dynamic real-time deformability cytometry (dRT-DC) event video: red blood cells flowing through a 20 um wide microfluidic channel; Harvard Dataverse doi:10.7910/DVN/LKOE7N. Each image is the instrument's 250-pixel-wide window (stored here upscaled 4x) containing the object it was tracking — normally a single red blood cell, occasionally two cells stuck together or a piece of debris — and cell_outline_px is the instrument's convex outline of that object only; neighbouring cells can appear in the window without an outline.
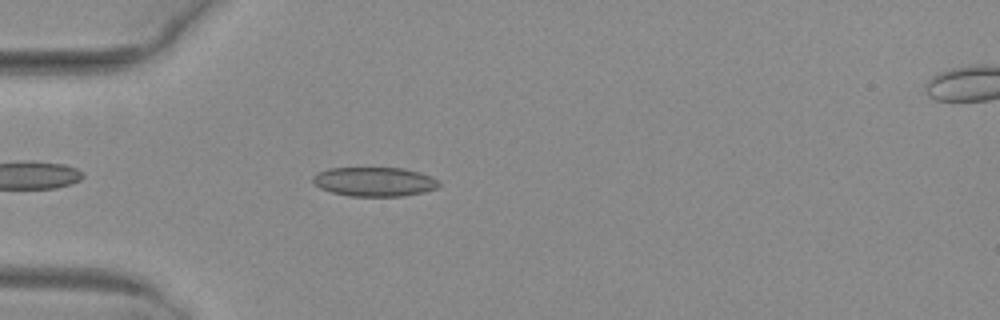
{"species": "common noctule bat (a hibernating species)", "species_latin": "Nyctalus noctula", "temperature_condition": "warm", "stored_images_in_passage": 41, "camera_frame_rate_fps": 3000, "um_per_image_px": 0.085, "animal": {"sex": "female", "body_mass_g": 29.2, "forearm_length_mm": 56.3}, "frame": {"image": 1, "passage_image": 5, "time_ms": 1.333, "image_size_px": [1000, 320], "cell_outline_px": [[440, 184], [436, 188], [424, 192], [404, 196], [348, 196], [332, 192], [320, 188], [312, 180], [312, 176], [316, 172], [328, 168], [404, 168], [420, 172], [432, 176]], "centroid_in_image_um": [31.81, 15.44], "position_along_channel_um": 53.2, "area_um2": 21.56}}
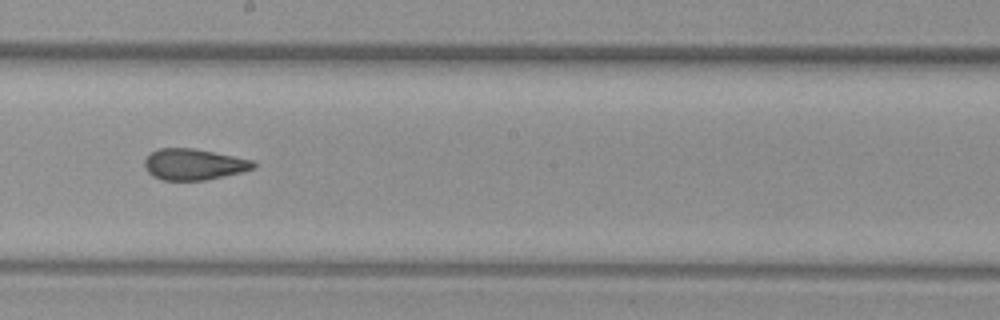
{"frame": {"image": 2, "passage_image": 19, "time_ms": 6.0, "image_size_px": [1000, 320], "cell_outline_px": [[256, 168], [224, 176], [204, 180], [160, 180], [152, 176], [144, 168], [144, 160], [152, 152], [160, 148], [192, 148], [252, 160], [256, 164]], "centroid_in_image_um": [16.44, 13.98], "position_along_channel_um": 231.8, "area_um2": 19.59}}
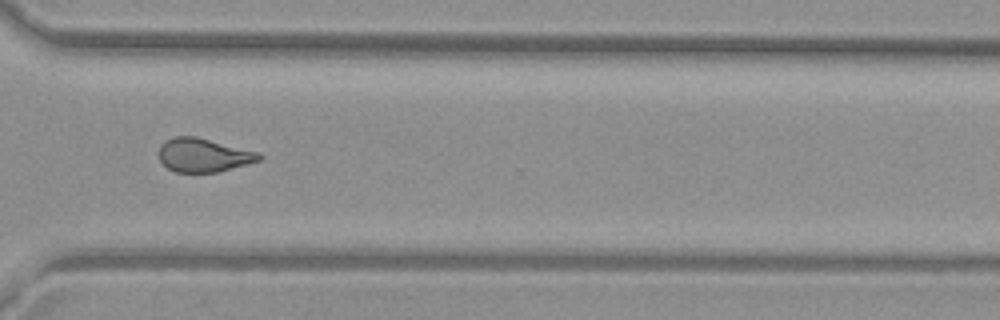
{"frame": {"image": 3, "passage_image": 28, "time_ms": 9.0, "image_size_px": [1000, 320], "cell_outline_px": [[264, 156], [260, 160], [248, 164], [216, 172], [176, 172], [168, 168], [160, 160], [160, 144], [164, 140], [176, 136], [196, 136], [260, 152]], "centroid_in_image_um": [17.32, 13.17], "position_along_channel_um": 353.3, "area_um2": 19.71}, "authors_computed_cell_mechanics": {"area_um2": 20.3456, "velocity_mm_per_s": 4.0556, "shape_relaxation_time_tau1_ms": null, "shape_relaxation_time_tau2_ms": 2.0044, "deformation_change_tau1": null, "deformation_change_tau2": 0.0792}}